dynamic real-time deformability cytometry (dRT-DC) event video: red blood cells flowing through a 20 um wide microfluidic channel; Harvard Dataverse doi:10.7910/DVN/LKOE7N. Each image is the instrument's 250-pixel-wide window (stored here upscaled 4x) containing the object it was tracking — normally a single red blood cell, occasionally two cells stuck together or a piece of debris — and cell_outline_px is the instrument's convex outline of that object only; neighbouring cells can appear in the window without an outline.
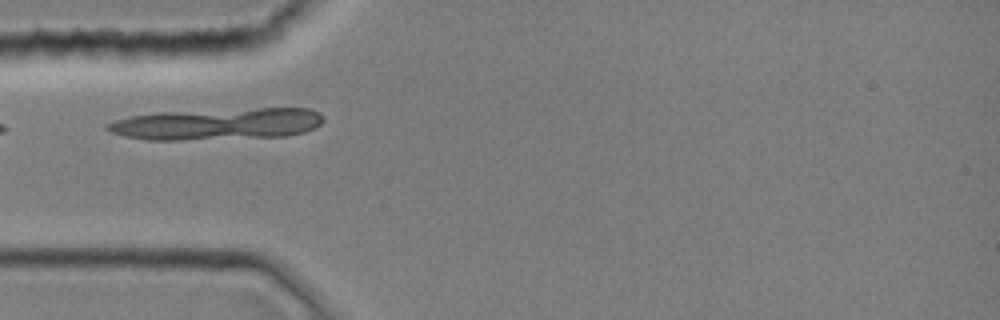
{"species": "common noctule bat (a hibernating species)", "species_latin": "Nyctalus noctula", "temperature_condition": "room temperature", "stored_images_in_passage": 9, "camera_frame_rate_fps": 3000, "um_per_image_px": 0.085, "animal": {"sex": "female", "body_mass_g": 19.0, "forearm_length_mm": 51.5}, "frame": {"image": 1, "passage_image": 9, "time_ms": 2.667, "image_size_px": [1000, 320], "cell_outline_px": [[324, 120], [316, 128], [304, 132], [288, 136], [176, 140], [148, 140], [124, 136], [108, 132], [104, 128], [104, 124], [116, 120], [132, 116], [156, 112], [256, 108], [308, 108], [320, 112]], "centroid_in_image_um": [18.46, 10.53], "position_along_channel_um": 66.5, "area_um2": 40.17}}